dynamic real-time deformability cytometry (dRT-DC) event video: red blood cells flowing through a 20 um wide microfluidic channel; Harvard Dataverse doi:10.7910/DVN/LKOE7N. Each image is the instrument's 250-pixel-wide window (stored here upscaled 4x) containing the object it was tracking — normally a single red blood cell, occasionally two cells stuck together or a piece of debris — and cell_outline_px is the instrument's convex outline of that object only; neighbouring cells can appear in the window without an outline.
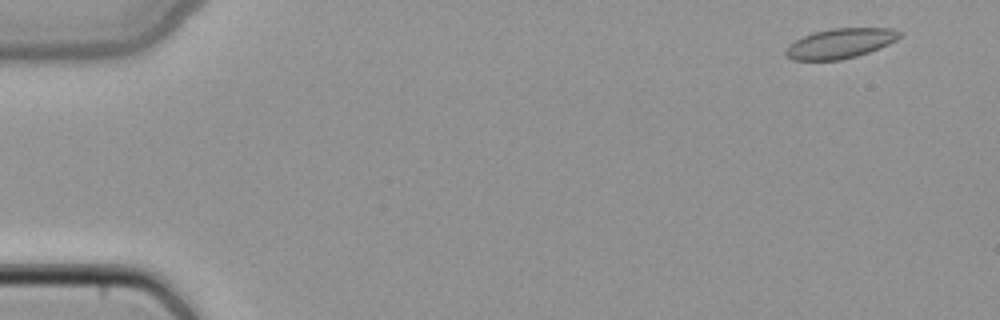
{"species": "common noctule bat (a hibernating species)", "species_latin": "Nyctalus noctula", "temperature_condition": "cold", "stored_images_in_passage": 48, "camera_frame_rate_fps": 3000, "um_per_image_px": 0.085, "animal": {"sex": "female", "body_mass_g": 22.7, "forearm_length_mm": 54.2}, "frame": {"image": 1, "passage_image": 3, "time_ms": 0.667, "image_size_px": [1000, 320], "cell_outline_px": [[904, 32], [896, 40], [880, 48], [856, 56], [840, 60], [792, 60], [784, 52], [788, 44], [812, 32], [832, 28], [892, 28]], "centroid_in_image_um": [71.43, 3.68], "position_along_channel_um": 13.6, "area_um2": 19.88}}
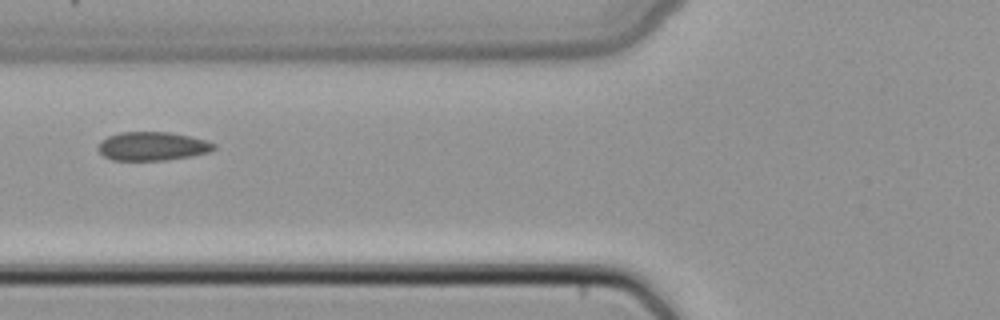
{"frame": {"image": 2, "passage_image": 19, "time_ms": 6.0, "image_size_px": [1000, 320], "cell_outline_px": [[216, 148], [212, 152], [192, 156], [164, 160], [112, 160], [104, 156], [96, 148], [100, 140], [108, 136], [120, 132], [168, 132], [208, 140], [216, 144]], "centroid_in_image_um": [12.97, 12.43], "position_along_channel_um": 112.8, "area_um2": 19.54}}
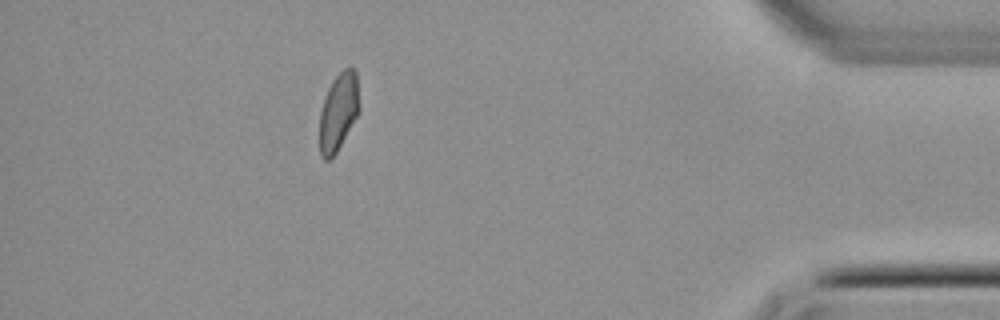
{"frame": {"image": 3, "passage_image": 43, "time_ms": 14.0, "image_size_px": [1000, 320], "cell_outline_px": [[360, 112], [336, 152], [328, 160], [324, 160], [320, 156], [320, 112], [328, 88], [332, 80], [344, 68], [356, 68], [360, 108]], "centroid_in_image_um": [28.79, 9.48], "position_along_channel_um": 406.4, "area_um2": 18.03}}